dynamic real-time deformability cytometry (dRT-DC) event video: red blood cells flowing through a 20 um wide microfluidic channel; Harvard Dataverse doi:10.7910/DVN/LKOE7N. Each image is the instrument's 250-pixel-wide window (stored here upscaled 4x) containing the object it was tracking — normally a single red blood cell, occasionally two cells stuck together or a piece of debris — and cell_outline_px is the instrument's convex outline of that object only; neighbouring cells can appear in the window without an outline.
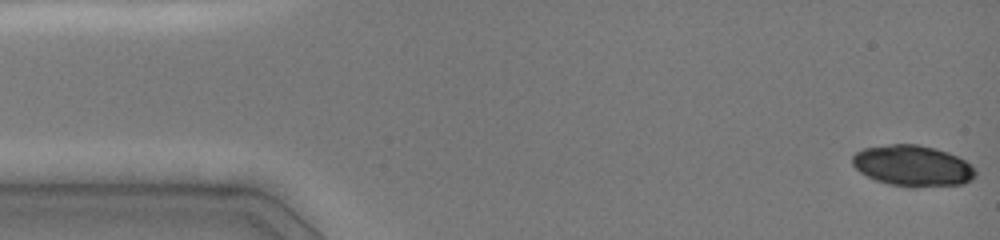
{"species": "common noctule bat (a hibernating species)", "species_latin": "Nyctalus noctula", "temperature_condition": "cold", "stored_images_in_passage": 43, "camera_frame_rate_fps": 3000, "um_per_image_px": 0.085, "animal": {"sex": "female", "body_mass_g": 19.0, "forearm_length_mm": 51.5}, "frame": {"image": 1, "passage_image": 1, "time_ms": 0.0, "image_size_px": [1000, 240], "cell_outline_px": [[976, 176], [972, 180], [964, 184], [916, 188], [908, 188], [888, 184], [876, 180], [860, 172], [852, 164], [852, 156], [856, 152], [864, 148], [892, 144], [916, 144], [936, 148], [948, 152], [972, 164], [976, 168]], "centroid_in_image_um": [77.62, 14.11], "position_along_channel_um": 7.4, "area_um2": 29.82}}
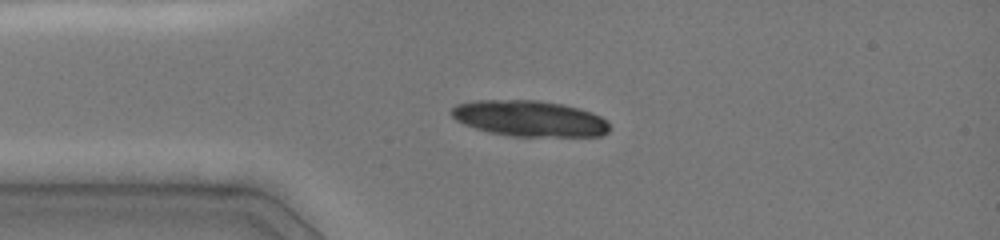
{"frame": {"image": 2, "passage_image": 10, "time_ms": 3.333, "image_size_px": [1000, 240], "cell_outline_px": [[608, 132], [600, 136], [512, 136], [488, 132], [464, 124], [456, 120], [452, 116], [452, 108], [456, 104], [472, 100], [536, 100], [564, 104], [580, 108], [592, 112], [600, 116], [608, 124]], "centroid_in_image_um": [44.99, 10.06], "position_along_channel_um": 40.0, "area_um2": 33.06}}